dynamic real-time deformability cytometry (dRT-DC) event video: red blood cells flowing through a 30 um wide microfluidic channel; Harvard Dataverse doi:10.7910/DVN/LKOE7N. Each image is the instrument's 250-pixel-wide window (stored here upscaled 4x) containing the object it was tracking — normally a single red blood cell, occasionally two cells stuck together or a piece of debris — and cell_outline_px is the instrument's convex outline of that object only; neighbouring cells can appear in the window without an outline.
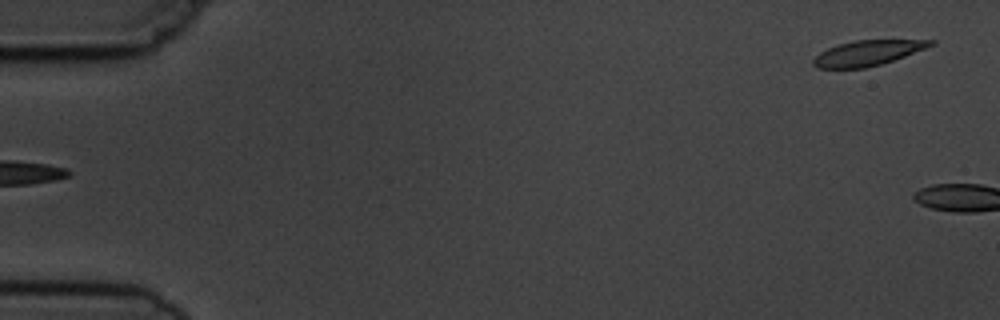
{"species": "common noctule bat (a hibernating species)", "species_latin": "Nyctalus noctula", "temperature_condition": "cold", "stored_images_in_passage": 2, "camera_frame_rate_fps": 3000, "um_per_image_px": 0.085, "animal": {"sex": "male", "body_mass_g": 19.5, "forearm_length_mm": 54.6}, "frame": {"image": 1, "passage_image": 2, "time_ms": 1.0, "image_size_px": [1000, 320], "cell_outline_px": [[936, 44], [904, 56], [880, 64], [864, 68], [816, 68], [812, 64], [812, 60], [820, 52], [828, 48], [840, 44], [856, 40], [936, 40]], "centroid_in_image_um": [73.73, 4.5], "position_along_channel_um": 11.3, "area_um2": 16.99}}